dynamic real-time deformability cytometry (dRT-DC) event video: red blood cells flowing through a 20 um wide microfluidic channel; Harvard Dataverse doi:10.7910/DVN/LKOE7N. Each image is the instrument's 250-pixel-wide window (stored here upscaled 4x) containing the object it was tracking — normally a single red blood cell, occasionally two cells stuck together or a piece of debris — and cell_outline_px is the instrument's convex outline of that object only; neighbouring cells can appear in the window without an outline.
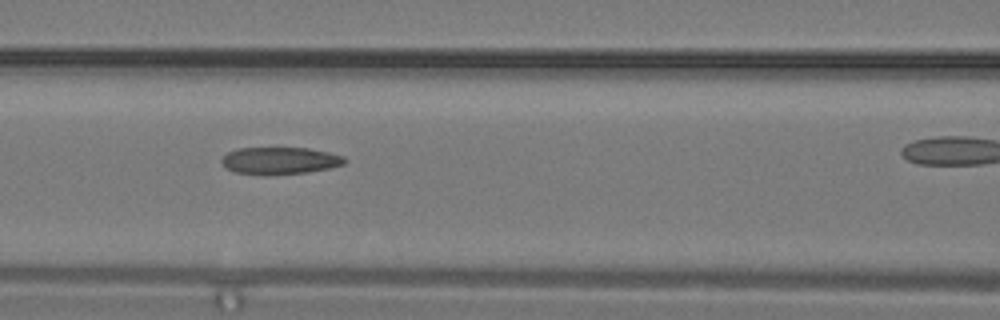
{"species": "common noctule bat (a hibernating species)", "species_latin": "Nyctalus noctula", "temperature_condition": "warm", "stored_images_in_passage": 11, "segment_of_instrument_passage": [1, 2], "camera_frame_rate_fps": 3000, "um_per_image_px": 0.085, "animal": {"sex": "male", "body_mass_g": 19.2, "forearm_length_mm": 51.8}, "frame": {"image": 1, "passage_image": 7, "time_ms": 2.0, "image_size_px": [1000, 320], "cell_outline_px": [[348, 160], [344, 164], [328, 168], [308, 172], [268, 176], [264, 176], [232, 172], [224, 168], [220, 160], [228, 152], [236, 148], [308, 148], [328, 152], [344, 156]], "centroid_in_image_um": [23.74, 13.67], "position_along_channel_um": 142.9, "area_um2": 19.88}}
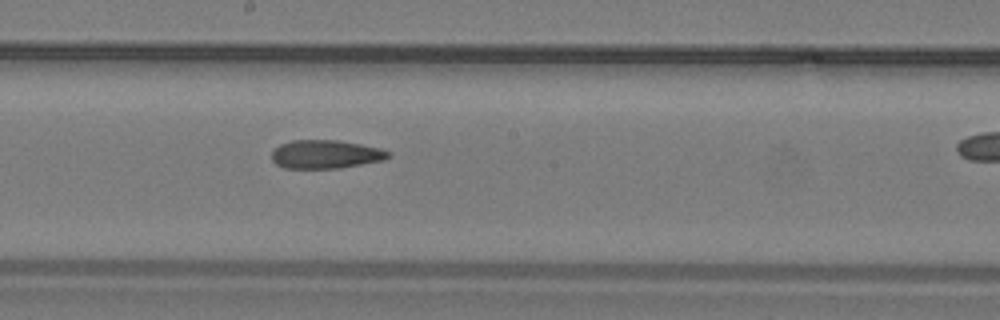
{"frame": {"image": 2, "passage_image": 10, "time_ms": 3.0, "image_size_px": [1000, 320], "cell_outline_px": [[392, 152], [384, 160], [340, 168], [284, 168], [276, 164], [272, 160], [272, 152], [280, 144], [292, 140], [336, 140], [360, 144], [380, 148]], "centroid_in_image_um": [27.67, 13.11], "position_along_channel_um": 220.5, "area_um2": 19.31}}